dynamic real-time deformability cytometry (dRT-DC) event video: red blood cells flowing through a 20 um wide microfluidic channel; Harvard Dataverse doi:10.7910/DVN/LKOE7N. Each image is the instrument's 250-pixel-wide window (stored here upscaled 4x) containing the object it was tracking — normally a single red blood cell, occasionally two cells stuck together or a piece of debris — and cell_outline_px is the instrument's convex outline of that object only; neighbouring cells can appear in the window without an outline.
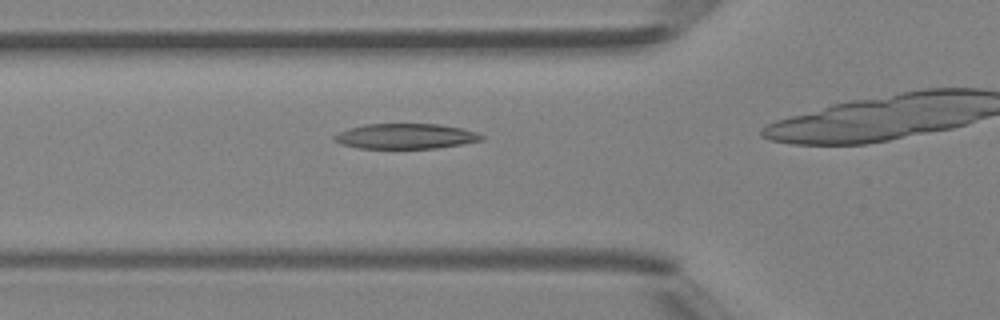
{"species": "Egyptian fruit bat (a non-hibernating species)", "species_latin": "Rousettus aegyptiacus", "temperature_condition": "room temperature", "stored_images_in_passage": 7, "camera_frame_rate_fps": 3000, "um_per_image_px": 0.085, "animal": {"sex": "female"}, "frame": {"image": 1, "passage_image": 6, "time_ms": 6.667, "image_size_px": [1000, 320], "cell_outline_px": [[484, 140], [436, 148], [360, 148], [340, 144], [332, 136], [348, 128], [364, 124], [440, 124], [464, 128], [476, 132], [484, 136]], "centroid_in_image_um": [34.5, 11.57], "position_along_channel_um": 91.3, "area_um2": 21.62}}